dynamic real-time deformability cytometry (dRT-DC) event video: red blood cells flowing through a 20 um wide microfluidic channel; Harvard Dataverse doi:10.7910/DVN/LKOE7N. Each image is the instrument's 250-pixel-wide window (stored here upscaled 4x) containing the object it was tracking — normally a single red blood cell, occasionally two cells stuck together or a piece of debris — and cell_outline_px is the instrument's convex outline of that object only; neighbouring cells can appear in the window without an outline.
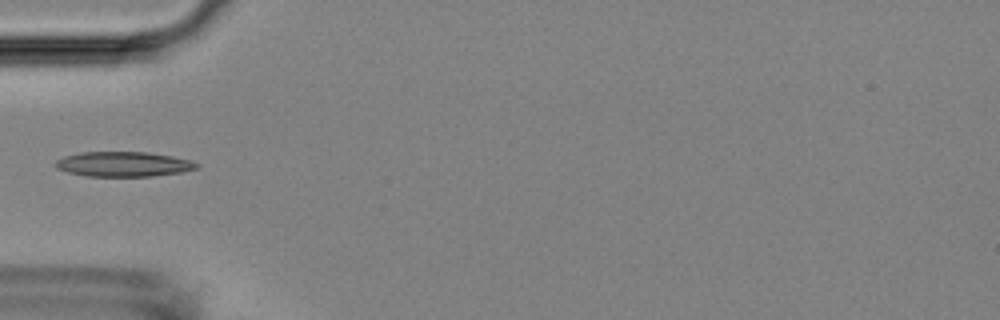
{"species": "Egyptian fruit bat (a non-hibernating species)", "species_latin": "Rousettus aegyptiacus", "temperature_condition": "room temperature", "stored_images_in_passage": 6, "camera_frame_rate_fps": 3000, "um_per_image_px": 0.085, "animal": {"sex": "female"}, "frame": {"image": 1, "passage_image": 5, "time_ms": 1.333, "image_size_px": [1000, 320], "cell_outline_px": [[200, 164], [196, 168], [180, 172], [152, 176], [84, 176], [68, 172], [56, 168], [52, 164], [56, 160], [64, 156], [80, 152], [144, 152], [172, 156], [192, 160]], "centroid_in_image_um": [10.45, 13.95], "position_along_channel_um": 74.6, "area_um2": 20.52}}